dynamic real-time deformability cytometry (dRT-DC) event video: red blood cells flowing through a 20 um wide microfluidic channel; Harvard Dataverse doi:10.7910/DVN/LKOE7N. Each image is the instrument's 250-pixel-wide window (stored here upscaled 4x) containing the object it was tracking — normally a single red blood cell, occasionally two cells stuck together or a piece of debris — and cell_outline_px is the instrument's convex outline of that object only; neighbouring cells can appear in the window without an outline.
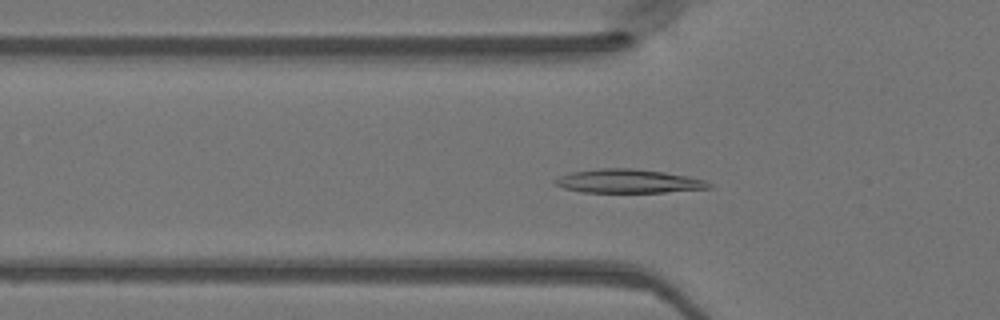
{"species": "Egyptian fruit bat (a non-hibernating species)", "species_latin": "Rousettus aegyptiacus", "temperature_condition": "warm", "stored_images_in_passage": 49, "camera_frame_rate_fps": 3000, "um_per_image_px": 0.085, "animal": {"sex": "female"}, "frame": {"image": 1, "passage_image": 16, "time_ms": 5.0, "image_size_px": [1000, 320], "cell_outline_px": [[712, 188], [664, 192], [580, 192], [564, 188], [556, 184], [552, 180], [560, 176], [572, 172], [600, 168], [632, 168], [664, 172], [688, 176], [704, 180], [712, 184]], "centroid_in_image_um": [53.41, 15.4], "position_along_channel_um": 72.4, "area_um2": 21.21}}
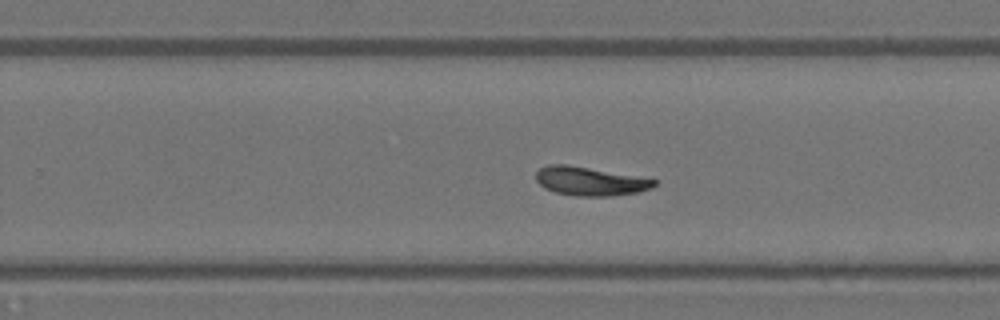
{"frame": {"image": 2, "passage_image": 31, "time_ms": 10.0, "image_size_px": [1000, 320], "cell_outline_px": [[656, 184], [652, 188], [636, 192], [612, 196], [576, 196], [556, 192], [544, 188], [536, 180], [536, 172], [540, 168], [548, 164], [564, 164], [588, 168], [656, 180]], "centroid_in_image_um": [50.1, 15.41], "position_along_channel_um": 279.7, "area_um2": 19.36}}
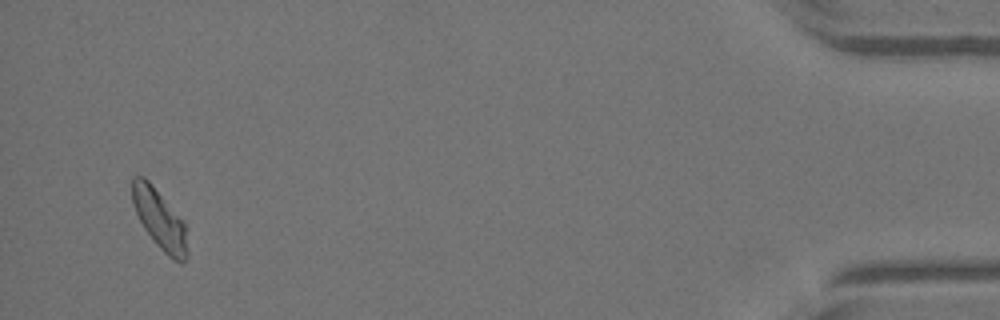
{"frame": {"image": 3, "passage_image": 47, "time_ms": 15.333, "image_size_px": [1000, 320], "cell_outline_px": [[188, 256], [180, 264], [172, 260], [156, 244], [144, 228], [132, 204], [132, 180], [136, 176], [144, 176], [152, 184], [184, 220], [188, 252]], "centroid_in_image_um": [13.59, 18.66], "position_along_channel_um": 421.6, "area_um2": 19.25}}